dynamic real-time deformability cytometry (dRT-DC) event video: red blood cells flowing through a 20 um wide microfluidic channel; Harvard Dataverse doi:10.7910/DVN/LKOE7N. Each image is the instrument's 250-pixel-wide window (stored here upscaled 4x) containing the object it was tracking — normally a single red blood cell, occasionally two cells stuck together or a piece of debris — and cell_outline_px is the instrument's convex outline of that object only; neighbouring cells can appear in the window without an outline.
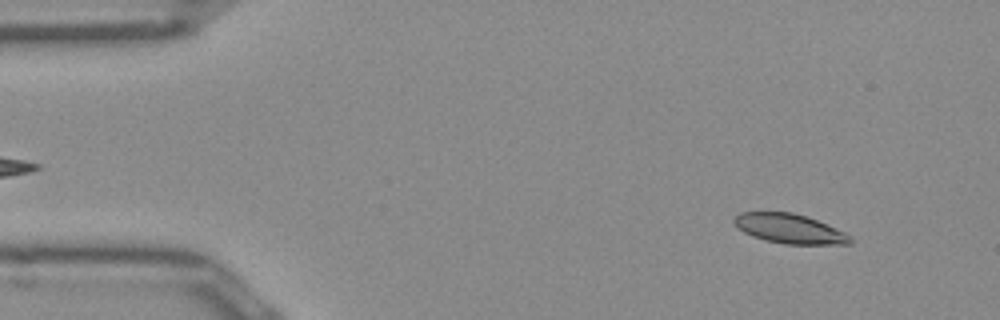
{"species": "Egyptian fruit bat (a non-hibernating species)", "species_latin": "Rousettus aegyptiacus", "temperature_condition": "room temperature", "stored_images_in_passage": 50, "camera_frame_rate_fps": 3000, "um_per_image_px": 0.085, "frame": {"image": 1, "passage_image": 4, "time_ms": 1.0, "image_size_px": [1000, 320], "cell_outline_px": [[852, 244], [784, 244], [764, 240], [752, 236], [736, 228], [732, 220], [740, 212], [792, 212], [816, 220], [844, 232], [852, 236]], "centroid_in_image_um": [67.08, 19.44], "position_along_channel_um": 17.9, "area_um2": 19.94}}
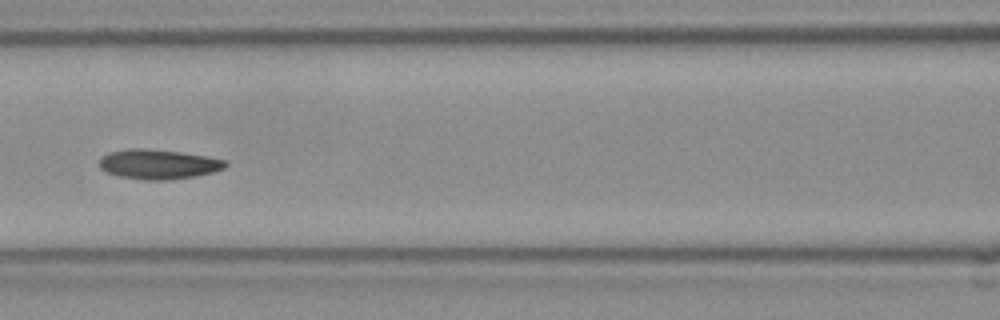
{"frame": {"image": 2, "passage_image": 21, "time_ms": 6.667, "image_size_px": [1000, 320], "cell_outline_px": [[228, 164], [224, 168], [216, 172], [196, 176], [168, 180], [144, 180], [120, 176], [108, 172], [100, 168], [100, 156], [108, 152], [128, 148], [144, 148], [180, 152], [208, 156], [228, 160]], "centroid_in_image_um": [13.5, 13.95], "position_along_channel_um": 153.1, "area_um2": 22.08}}
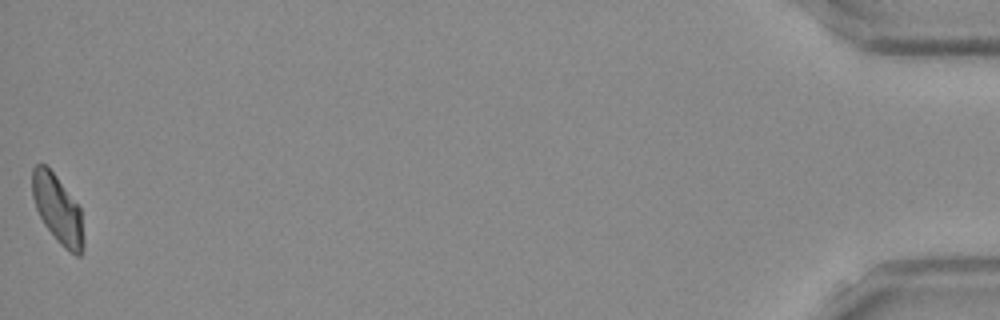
{"frame": {"image": 3, "passage_image": 50, "time_ms": 16.333, "image_size_px": [1000, 320], "cell_outline_px": [[84, 248], [80, 256], [76, 256], [64, 248], [56, 240], [44, 224], [36, 208], [32, 196], [32, 168], [36, 164], [44, 164], [56, 176], [80, 208], [84, 236]], "centroid_in_image_um": [4.91, 17.82], "position_along_channel_um": 430.3, "area_um2": 20.35}, "authors_computed_cell_mechanics": {"area_um2": 20.7791, "velocity_mm_per_s": 3.9299, "shape_relaxation_time_tau1_ms": null, "shape_relaxation_time_tau2_ms": 6.7941, "deformation_change_tau1": null, "deformation_change_tau2": 0.1412}}